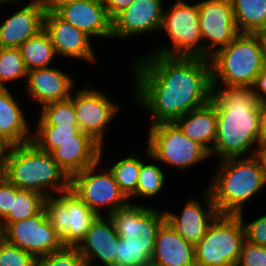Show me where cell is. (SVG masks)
Listing matches in <instances>:
<instances>
[{"label": "cell", "instance_id": "cell-42", "mask_svg": "<svg viewBox=\"0 0 266 266\" xmlns=\"http://www.w3.org/2000/svg\"><path fill=\"white\" fill-rule=\"evenodd\" d=\"M259 143H266V100L258 102Z\"/></svg>", "mask_w": 266, "mask_h": 266}, {"label": "cell", "instance_id": "cell-38", "mask_svg": "<svg viewBox=\"0 0 266 266\" xmlns=\"http://www.w3.org/2000/svg\"><path fill=\"white\" fill-rule=\"evenodd\" d=\"M13 204V184L0 176V222L10 213Z\"/></svg>", "mask_w": 266, "mask_h": 266}, {"label": "cell", "instance_id": "cell-36", "mask_svg": "<svg viewBox=\"0 0 266 266\" xmlns=\"http://www.w3.org/2000/svg\"><path fill=\"white\" fill-rule=\"evenodd\" d=\"M236 266H266V246L244 239Z\"/></svg>", "mask_w": 266, "mask_h": 266}, {"label": "cell", "instance_id": "cell-31", "mask_svg": "<svg viewBox=\"0 0 266 266\" xmlns=\"http://www.w3.org/2000/svg\"><path fill=\"white\" fill-rule=\"evenodd\" d=\"M41 108L38 125L79 126L73 102L70 99L51 102Z\"/></svg>", "mask_w": 266, "mask_h": 266}, {"label": "cell", "instance_id": "cell-4", "mask_svg": "<svg viewBox=\"0 0 266 266\" xmlns=\"http://www.w3.org/2000/svg\"><path fill=\"white\" fill-rule=\"evenodd\" d=\"M4 176L19 189L45 197L53 195L52 190L57 193L68 190L71 181L51 153L39 149L33 142L12 147Z\"/></svg>", "mask_w": 266, "mask_h": 266}, {"label": "cell", "instance_id": "cell-34", "mask_svg": "<svg viewBox=\"0 0 266 266\" xmlns=\"http://www.w3.org/2000/svg\"><path fill=\"white\" fill-rule=\"evenodd\" d=\"M36 266H86L76 247H63L61 250L36 258Z\"/></svg>", "mask_w": 266, "mask_h": 266}, {"label": "cell", "instance_id": "cell-27", "mask_svg": "<svg viewBox=\"0 0 266 266\" xmlns=\"http://www.w3.org/2000/svg\"><path fill=\"white\" fill-rule=\"evenodd\" d=\"M19 48L27 71L50 67L56 56L54 46L44 29L27 39Z\"/></svg>", "mask_w": 266, "mask_h": 266}, {"label": "cell", "instance_id": "cell-32", "mask_svg": "<svg viewBox=\"0 0 266 266\" xmlns=\"http://www.w3.org/2000/svg\"><path fill=\"white\" fill-rule=\"evenodd\" d=\"M20 48L0 47V88H6L5 83L27 78Z\"/></svg>", "mask_w": 266, "mask_h": 266}, {"label": "cell", "instance_id": "cell-46", "mask_svg": "<svg viewBox=\"0 0 266 266\" xmlns=\"http://www.w3.org/2000/svg\"><path fill=\"white\" fill-rule=\"evenodd\" d=\"M51 0H31L29 3L39 4L44 7H47L50 4Z\"/></svg>", "mask_w": 266, "mask_h": 266}, {"label": "cell", "instance_id": "cell-2", "mask_svg": "<svg viewBox=\"0 0 266 266\" xmlns=\"http://www.w3.org/2000/svg\"><path fill=\"white\" fill-rule=\"evenodd\" d=\"M217 114L216 138L211 151L219 160L254 156L259 143L258 99L253 87L212 86L210 100ZM248 152V153H247ZM250 153V154H249Z\"/></svg>", "mask_w": 266, "mask_h": 266}, {"label": "cell", "instance_id": "cell-18", "mask_svg": "<svg viewBox=\"0 0 266 266\" xmlns=\"http://www.w3.org/2000/svg\"><path fill=\"white\" fill-rule=\"evenodd\" d=\"M55 13L90 37H112V19L102 0L76 1L60 7Z\"/></svg>", "mask_w": 266, "mask_h": 266}, {"label": "cell", "instance_id": "cell-47", "mask_svg": "<svg viewBox=\"0 0 266 266\" xmlns=\"http://www.w3.org/2000/svg\"><path fill=\"white\" fill-rule=\"evenodd\" d=\"M12 1H14V0H0V4L1 3H8V2H12ZM16 1V0H15Z\"/></svg>", "mask_w": 266, "mask_h": 266}, {"label": "cell", "instance_id": "cell-21", "mask_svg": "<svg viewBox=\"0 0 266 266\" xmlns=\"http://www.w3.org/2000/svg\"><path fill=\"white\" fill-rule=\"evenodd\" d=\"M25 86L31 99L41 106L51 102L67 100L71 97L74 79L55 67L28 71Z\"/></svg>", "mask_w": 266, "mask_h": 266}, {"label": "cell", "instance_id": "cell-7", "mask_svg": "<svg viewBox=\"0 0 266 266\" xmlns=\"http://www.w3.org/2000/svg\"><path fill=\"white\" fill-rule=\"evenodd\" d=\"M243 212L219 214L195 245L196 266H236L245 239Z\"/></svg>", "mask_w": 266, "mask_h": 266}, {"label": "cell", "instance_id": "cell-8", "mask_svg": "<svg viewBox=\"0 0 266 266\" xmlns=\"http://www.w3.org/2000/svg\"><path fill=\"white\" fill-rule=\"evenodd\" d=\"M169 9L167 13H163L160 30L166 32L171 46H160L161 48L154 49L151 54L204 58L198 3L191 5L184 0H177Z\"/></svg>", "mask_w": 266, "mask_h": 266}, {"label": "cell", "instance_id": "cell-6", "mask_svg": "<svg viewBox=\"0 0 266 266\" xmlns=\"http://www.w3.org/2000/svg\"><path fill=\"white\" fill-rule=\"evenodd\" d=\"M212 86L253 87L264 67L257 34L239 33L232 42L211 56Z\"/></svg>", "mask_w": 266, "mask_h": 266}, {"label": "cell", "instance_id": "cell-44", "mask_svg": "<svg viewBox=\"0 0 266 266\" xmlns=\"http://www.w3.org/2000/svg\"><path fill=\"white\" fill-rule=\"evenodd\" d=\"M76 1L80 0H51L50 4L46 7V10L50 12H56L60 7Z\"/></svg>", "mask_w": 266, "mask_h": 266}, {"label": "cell", "instance_id": "cell-41", "mask_svg": "<svg viewBox=\"0 0 266 266\" xmlns=\"http://www.w3.org/2000/svg\"><path fill=\"white\" fill-rule=\"evenodd\" d=\"M13 145L0 137V176H4L7 168L8 157Z\"/></svg>", "mask_w": 266, "mask_h": 266}, {"label": "cell", "instance_id": "cell-17", "mask_svg": "<svg viewBox=\"0 0 266 266\" xmlns=\"http://www.w3.org/2000/svg\"><path fill=\"white\" fill-rule=\"evenodd\" d=\"M204 195L206 201L204 207L197 200L190 199L179 215L165 210L166 221L183 239L194 245L201 240L209 225L219 215L208 189Z\"/></svg>", "mask_w": 266, "mask_h": 266}, {"label": "cell", "instance_id": "cell-14", "mask_svg": "<svg viewBox=\"0 0 266 266\" xmlns=\"http://www.w3.org/2000/svg\"><path fill=\"white\" fill-rule=\"evenodd\" d=\"M82 132L90 135L103 146L105 128L112 122L119 111V106L111 101L102 91L83 88L69 98Z\"/></svg>", "mask_w": 266, "mask_h": 266}, {"label": "cell", "instance_id": "cell-30", "mask_svg": "<svg viewBox=\"0 0 266 266\" xmlns=\"http://www.w3.org/2000/svg\"><path fill=\"white\" fill-rule=\"evenodd\" d=\"M120 191L130 202V198L136 197L138 176L141 169V159L135 154L117 161L109 168Z\"/></svg>", "mask_w": 266, "mask_h": 266}, {"label": "cell", "instance_id": "cell-40", "mask_svg": "<svg viewBox=\"0 0 266 266\" xmlns=\"http://www.w3.org/2000/svg\"><path fill=\"white\" fill-rule=\"evenodd\" d=\"M253 89L258 101L266 100V65L257 76Z\"/></svg>", "mask_w": 266, "mask_h": 266}, {"label": "cell", "instance_id": "cell-43", "mask_svg": "<svg viewBox=\"0 0 266 266\" xmlns=\"http://www.w3.org/2000/svg\"><path fill=\"white\" fill-rule=\"evenodd\" d=\"M256 148L255 150H253L255 152L254 156L259 160L263 173L264 182L266 185V143L260 144Z\"/></svg>", "mask_w": 266, "mask_h": 266}, {"label": "cell", "instance_id": "cell-12", "mask_svg": "<svg viewBox=\"0 0 266 266\" xmlns=\"http://www.w3.org/2000/svg\"><path fill=\"white\" fill-rule=\"evenodd\" d=\"M103 147H101L100 160L85 168L84 170L74 174L71 177L70 188L94 211L98 216L103 214L100 209L105 207L111 215L118 209L125 207L129 200L120 191L115 178L110 171L95 174L101 163Z\"/></svg>", "mask_w": 266, "mask_h": 266}, {"label": "cell", "instance_id": "cell-33", "mask_svg": "<svg viewBox=\"0 0 266 266\" xmlns=\"http://www.w3.org/2000/svg\"><path fill=\"white\" fill-rule=\"evenodd\" d=\"M165 175L162 169L141 159V169L138 176L136 197H153L156 196L163 188Z\"/></svg>", "mask_w": 266, "mask_h": 266}, {"label": "cell", "instance_id": "cell-16", "mask_svg": "<svg viewBox=\"0 0 266 266\" xmlns=\"http://www.w3.org/2000/svg\"><path fill=\"white\" fill-rule=\"evenodd\" d=\"M163 9L162 0H134L112 20V37L124 39L160 30Z\"/></svg>", "mask_w": 266, "mask_h": 266}, {"label": "cell", "instance_id": "cell-5", "mask_svg": "<svg viewBox=\"0 0 266 266\" xmlns=\"http://www.w3.org/2000/svg\"><path fill=\"white\" fill-rule=\"evenodd\" d=\"M219 164L208 190L219 214L237 215L266 186L261 165L255 156L227 158Z\"/></svg>", "mask_w": 266, "mask_h": 266}, {"label": "cell", "instance_id": "cell-19", "mask_svg": "<svg viewBox=\"0 0 266 266\" xmlns=\"http://www.w3.org/2000/svg\"><path fill=\"white\" fill-rule=\"evenodd\" d=\"M118 239L119 236L110 216L106 215L105 218L99 215L76 248L86 266H92L95 258L104 266H115Z\"/></svg>", "mask_w": 266, "mask_h": 266}, {"label": "cell", "instance_id": "cell-9", "mask_svg": "<svg viewBox=\"0 0 266 266\" xmlns=\"http://www.w3.org/2000/svg\"><path fill=\"white\" fill-rule=\"evenodd\" d=\"M146 155L160 163L187 169L207 159L210 153L188 138L175 122H162L149 127Z\"/></svg>", "mask_w": 266, "mask_h": 266}, {"label": "cell", "instance_id": "cell-11", "mask_svg": "<svg viewBox=\"0 0 266 266\" xmlns=\"http://www.w3.org/2000/svg\"><path fill=\"white\" fill-rule=\"evenodd\" d=\"M0 235L7 243L35 258L49 255L64 247L61 237L51 226L45 208L28 219L0 222Z\"/></svg>", "mask_w": 266, "mask_h": 266}, {"label": "cell", "instance_id": "cell-10", "mask_svg": "<svg viewBox=\"0 0 266 266\" xmlns=\"http://www.w3.org/2000/svg\"><path fill=\"white\" fill-rule=\"evenodd\" d=\"M58 195L45 197L46 214L64 247H77L98 215L71 188Z\"/></svg>", "mask_w": 266, "mask_h": 266}, {"label": "cell", "instance_id": "cell-45", "mask_svg": "<svg viewBox=\"0 0 266 266\" xmlns=\"http://www.w3.org/2000/svg\"><path fill=\"white\" fill-rule=\"evenodd\" d=\"M256 34L262 46L263 61H264V65H266V29L259 31Z\"/></svg>", "mask_w": 266, "mask_h": 266}, {"label": "cell", "instance_id": "cell-20", "mask_svg": "<svg viewBox=\"0 0 266 266\" xmlns=\"http://www.w3.org/2000/svg\"><path fill=\"white\" fill-rule=\"evenodd\" d=\"M46 7L26 3L0 25V47L19 48L27 39L44 29Z\"/></svg>", "mask_w": 266, "mask_h": 266}, {"label": "cell", "instance_id": "cell-26", "mask_svg": "<svg viewBox=\"0 0 266 266\" xmlns=\"http://www.w3.org/2000/svg\"><path fill=\"white\" fill-rule=\"evenodd\" d=\"M240 33L256 34L266 29V0H231Z\"/></svg>", "mask_w": 266, "mask_h": 266}, {"label": "cell", "instance_id": "cell-1", "mask_svg": "<svg viewBox=\"0 0 266 266\" xmlns=\"http://www.w3.org/2000/svg\"><path fill=\"white\" fill-rule=\"evenodd\" d=\"M133 65L134 98L148 110L155 125L175 122L212 97L211 61L197 57L150 54Z\"/></svg>", "mask_w": 266, "mask_h": 266}, {"label": "cell", "instance_id": "cell-24", "mask_svg": "<svg viewBox=\"0 0 266 266\" xmlns=\"http://www.w3.org/2000/svg\"><path fill=\"white\" fill-rule=\"evenodd\" d=\"M175 123L188 138L202 145L211 155L217 127V114L211 101L191 110Z\"/></svg>", "mask_w": 266, "mask_h": 266}, {"label": "cell", "instance_id": "cell-15", "mask_svg": "<svg viewBox=\"0 0 266 266\" xmlns=\"http://www.w3.org/2000/svg\"><path fill=\"white\" fill-rule=\"evenodd\" d=\"M44 30L48 33L56 55L97 62L90 36L60 18L55 12L46 11Z\"/></svg>", "mask_w": 266, "mask_h": 266}, {"label": "cell", "instance_id": "cell-23", "mask_svg": "<svg viewBox=\"0 0 266 266\" xmlns=\"http://www.w3.org/2000/svg\"><path fill=\"white\" fill-rule=\"evenodd\" d=\"M101 147L90 135L80 131L77 134V141L61 143L51 155L71 178L100 160Z\"/></svg>", "mask_w": 266, "mask_h": 266}, {"label": "cell", "instance_id": "cell-35", "mask_svg": "<svg viewBox=\"0 0 266 266\" xmlns=\"http://www.w3.org/2000/svg\"><path fill=\"white\" fill-rule=\"evenodd\" d=\"M0 266H36V258L0 237Z\"/></svg>", "mask_w": 266, "mask_h": 266}, {"label": "cell", "instance_id": "cell-28", "mask_svg": "<svg viewBox=\"0 0 266 266\" xmlns=\"http://www.w3.org/2000/svg\"><path fill=\"white\" fill-rule=\"evenodd\" d=\"M79 126L37 125L32 140L39 149L52 153L61 143L77 141Z\"/></svg>", "mask_w": 266, "mask_h": 266}, {"label": "cell", "instance_id": "cell-25", "mask_svg": "<svg viewBox=\"0 0 266 266\" xmlns=\"http://www.w3.org/2000/svg\"><path fill=\"white\" fill-rule=\"evenodd\" d=\"M18 101L9 89L0 88V137L13 146L31 142L32 134Z\"/></svg>", "mask_w": 266, "mask_h": 266}, {"label": "cell", "instance_id": "cell-39", "mask_svg": "<svg viewBox=\"0 0 266 266\" xmlns=\"http://www.w3.org/2000/svg\"><path fill=\"white\" fill-rule=\"evenodd\" d=\"M109 17L113 20L126 9L134 0H102Z\"/></svg>", "mask_w": 266, "mask_h": 266}, {"label": "cell", "instance_id": "cell-22", "mask_svg": "<svg viewBox=\"0 0 266 266\" xmlns=\"http://www.w3.org/2000/svg\"><path fill=\"white\" fill-rule=\"evenodd\" d=\"M151 263L156 266H196L195 245L183 239L165 220L156 235Z\"/></svg>", "mask_w": 266, "mask_h": 266}, {"label": "cell", "instance_id": "cell-3", "mask_svg": "<svg viewBox=\"0 0 266 266\" xmlns=\"http://www.w3.org/2000/svg\"><path fill=\"white\" fill-rule=\"evenodd\" d=\"M160 210L129 202L109 215L119 236L115 266L151 264L158 229L166 220Z\"/></svg>", "mask_w": 266, "mask_h": 266}, {"label": "cell", "instance_id": "cell-13", "mask_svg": "<svg viewBox=\"0 0 266 266\" xmlns=\"http://www.w3.org/2000/svg\"><path fill=\"white\" fill-rule=\"evenodd\" d=\"M198 9L204 59L210 60L216 51L232 42L240 32L235 23L231 0L200 1Z\"/></svg>", "mask_w": 266, "mask_h": 266}, {"label": "cell", "instance_id": "cell-37", "mask_svg": "<svg viewBox=\"0 0 266 266\" xmlns=\"http://www.w3.org/2000/svg\"><path fill=\"white\" fill-rule=\"evenodd\" d=\"M245 240L266 246V214L252 222L243 224Z\"/></svg>", "mask_w": 266, "mask_h": 266}, {"label": "cell", "instance_id": "cell-29", "mask_svg": "<svg viewBox=\"0 0 266 266\" xmlns=\"http://www.w3.org/2000/svg\"><path fill=\"white\" fill-rule=\"evenodd\" d=\"M45 196L19 189L13 184V204L10 213L1 222H16L38 214L44 208Z\"/></svg>", "mask_w": 266, "mask_h": 266}]
</instances>
